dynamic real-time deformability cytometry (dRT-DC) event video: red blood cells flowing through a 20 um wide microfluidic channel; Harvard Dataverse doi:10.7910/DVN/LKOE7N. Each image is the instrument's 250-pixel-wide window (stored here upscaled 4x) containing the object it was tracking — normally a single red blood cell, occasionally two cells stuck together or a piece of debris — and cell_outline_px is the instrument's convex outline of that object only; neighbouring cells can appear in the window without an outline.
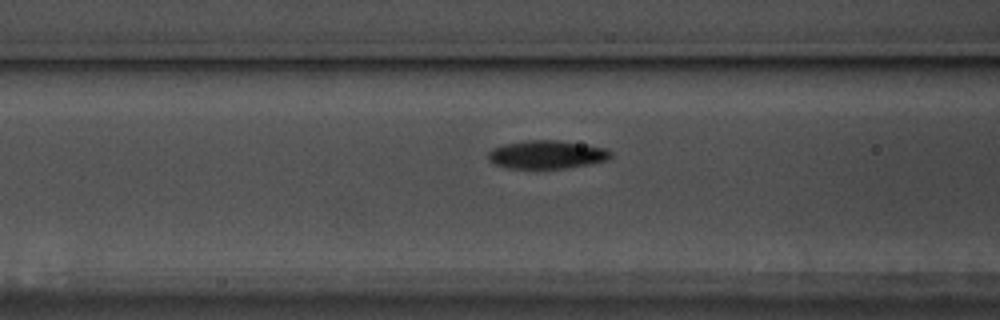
{"species": "common noctule bat (a hibernating species)", "species_latin": "Nyctalus noctula", "temperature_condition": "warm", "stored_images_in_passage": 38, "camera_frame_rate_fps": 3000, "um_per_image_px": 0.085, "animal": {"sex": "male", "body_mass_g": 17.5, "forearm_length_mm": 52.3}, "frame": {"image": 1, "passage_image": 14, "time_ms": 4.333, "image_size_px": [1000, 320], "cell_outline_px": [[612, 156], [608, 160], [592, 164], [564, 168], [508, 168], [496, 164], [488, 160], [488, 152], [492, 148], [504, 144], [528, 140], [556, 140], [604, 148], [612, 152]], "centroid_in_image_um": [46.47, 13.14], "position_along_channel_um": 120.1, "area_um2": 20.06}}
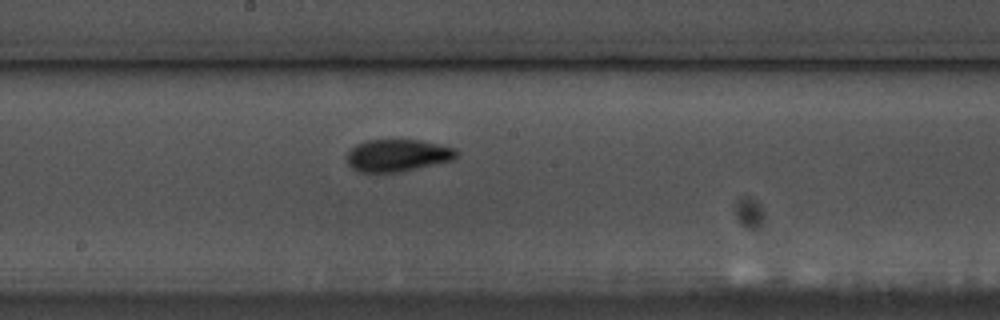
{"frame": {"image": 2, "passage_image": 22, "time_ms": 7.0, "image_size_px": [1000, 320], "cell_outline_px": [[460, 156], [452, 160], [400, 172], [356, 172], [348, 164], [348, 152], [356, 144], [368, 140], [420, 140], [456, 148], [460, 152]], "centroid_in_image_um": [33.83, 13.21], "position_along_channel_um": 214.4, "area_um2": 20.63}}
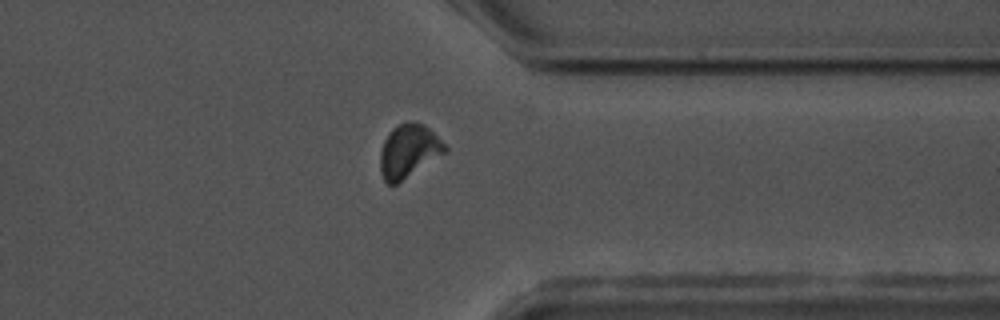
{"frame": {"image": 3, "passage_image": 36, "time_ms": 11.667, "image_size_px": [1000, 320], "cell_outline_px": [[448, 152], [396, 184], [388, 184], [384, 180], [380, 172], [380, 152], [384, 140], [388, 132], [392, 128], [408, 120], [424, 124], [448, 148]], "centroid_in_image_um": [34.73, 12.83], "position_along_channel_um": 376.7, "area_um2": 20.17}}